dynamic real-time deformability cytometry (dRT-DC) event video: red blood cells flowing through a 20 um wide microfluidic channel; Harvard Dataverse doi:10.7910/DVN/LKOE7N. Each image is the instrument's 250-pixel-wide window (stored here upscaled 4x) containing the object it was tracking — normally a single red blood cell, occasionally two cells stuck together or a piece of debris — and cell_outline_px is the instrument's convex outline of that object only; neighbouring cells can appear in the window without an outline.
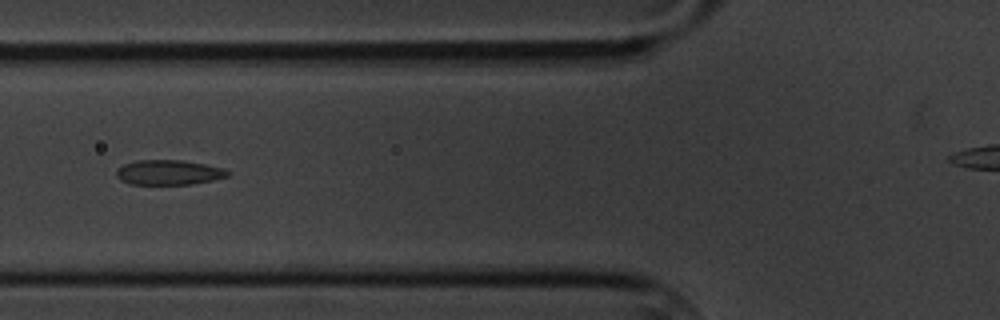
{"species": "common noctule bat (a hibernating species)", "species_latin": "Nyctalus noctula", "temperature_condition": "cold", "stored_images_in_passage": 12, "segment_of_instrument_passage": [1, 2], "camera_frame_rate_fps": 3000, "um_per_image_px": 0.085, "animal": {"sex": "male", "body_mass_g": 20.1, "forearm_length_mm": 53.5}, "frame": {"image": 1, "passage_image": 4, "time_ms": 4.333, "image_size_px": [1000, 320], "cell_outline_px": [[232, 172], [228, 176], [212, 180], [192, 184], [128, 184], [120, 180], [116, 176], [116, 168], [124, 164], [136, 160], [180, 160], [204, 164], [224, 168]], "centroid_in_image_um": [14.32, 14.65], "position_along_channel_um": 111.5, "area_um2": 16.24}}
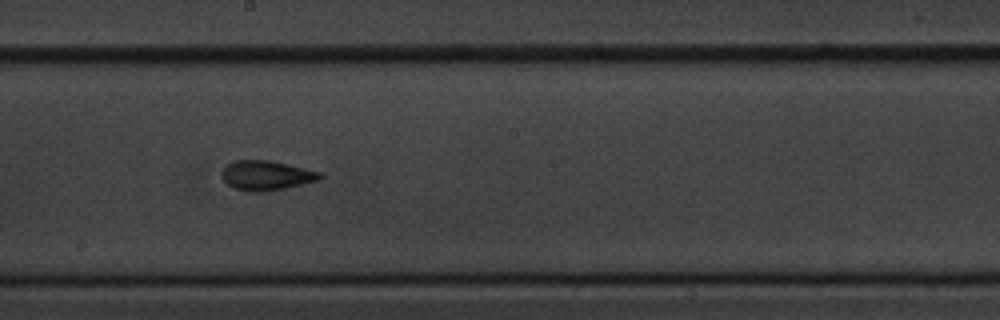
{"frame": {"image": 2, "passage_image": 7, "time_ms": 7.667, "image_size_px": [1000, 320], "cell_outline_px": [[324, 176], [320, 180], [268, 192], [252, 192], [232, 188], [220, 176], [220, 172], [232, 160], [268, 160], [288, 164], [320, 172]], "centroid_in_image_um": [22.62, 14.92], "position_along_channel_um": 225.6, "area_um2": 17.17}}
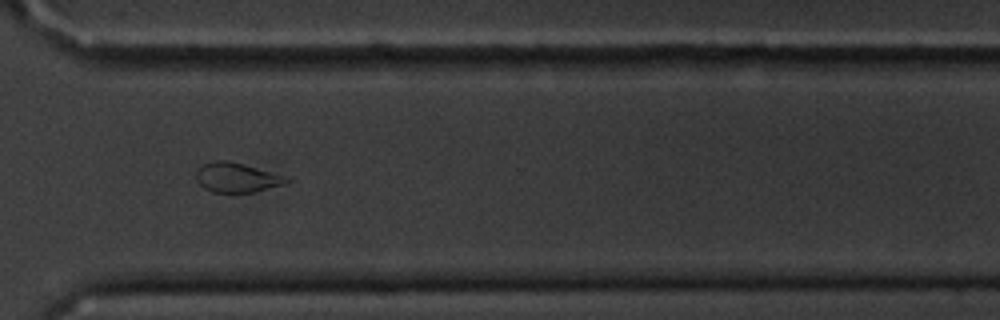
{"frame": {"image": 3, "passage_image": 10, "time_ms": 11.333, "image_size_px": [1000, 320], "cell_outline_px": [[292, 180], [288, 184], [252, 192], [212, 192], [204, 188], [196, 180], [196, 172], [200, 164], [212, 160], [228, 160], [284, 176]], "centroid_in_image_um": [20.09, 15.08], "position_along_channel_um": 350.5, "area_um2": 15.61}}